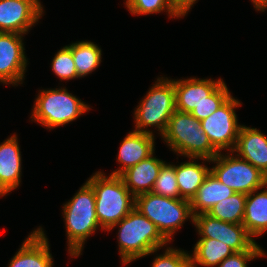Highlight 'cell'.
<instances>
[{
  "mask_svg": "<svg viewBox=\"0 0 267 267\" xmlns=\"http://www.w3.org/2000/svg\"><path fill=\"white\" fill-rule=\"evenodd\" d=\"M215 166L210 172L234 192L250 194L267 184V177L234 152H219L210 160Z\"/></svg>",
  "mask_w": 267,
  "mask_h": 267,
  "instance_id": "8",
  "label": "cell"
},
{
  "mask_svg": "<svg viewBox=\"0 0 267 267\" xmlns=\"http://www.w3.org/2000/svg\"><path fill=\"white\" fill-rule=\"evenodd\" d=\"M247 194L235 192L231 197L216 203L207 214L224 222L242 224Z\"/></svg>",
  "mask_w": 267,
  "mask_h": 267,
  "instance_id": "24",
  "label": "cell"
},
{
  "mask_svg": "<svg viewBox=\"0 0 267 267\" xmlns=\"http://www.w3.org/2000/svg\"><path fill=\"white\" fill-rule=\"evenodd\" d=\"M223 82L222 78L217 80L196 77L174 79L176 110L191 113L195 107H198Z\"/></svg>",
  "mask_w": 267,
  "mask_h": 267,
  "instance_id": "14",
  "label": "cell"
},
{
  "mask_svg": "<svg viewBox=\"0 0 267 267\" xmlns=\"http://www.w3.org/2000/svg\"><path fill=\"white\" fill-rule=\"evenodd\" d=\"M0 143V195L14 191L21 183L22 157L17 134Z\"/></svg>",
  "mask_w": 267,
  "mask_h": 267,
  "instance_id": "16",
  "label": "cell"
},
{
  "mask_svg": "<svg viewBox=\"0 0 267 267\" xmlns=\"http://www.w3.org/2000/svg\"><path fill=\"white\" fill-rule=\"evenodd\" d=\"M72 52L76 72L80 78L98 69L102 59V49L91 41H78L67 45Z\"/></svg>",
  "mask_w": 267,
  "mask_h": 267,
  "instance_id": "23",
  "label": "cell"
},
{
  "mask_svg": "<svg viewBox=\"0 0 267 267\" xmlns=\"http://www.w3.org/2000/svg\"><path fill=\"white\" fill-rule=\"evenodd\" d=\"M134 208L154 223L169 242L174 241L173 236L186 220L190 219L193 224L190 201L182 198L174 199L147 192L135 196Z\"/></svg>",
  "mask_w": 267,
  "mask_h": 267,
  "instance_id": "7",
  "label": "cell"
},
{
  "mask_svg": "<svg viewBox=\"0 0 267 267\" xmlns=\"http://www.w3.org/2000/svg\"><path fill=\"white\" fill-rule=\"evenodd\" d=\"M118 227L117 242L122 265H128L137 259L157 253L170 243L157 226L134 208L121 221L108 231Z\"/></svg>",
  "mask_w": 267,
  "mask_h": 267,
  "instance_id": "1",
  "label": "cell"
},
{
  "mask_svg": "<svg viewBox=\"0 0 267 267\" xmlns=\"http://www.w3.org/2000/svg\"><path fill=\"white\" fill-rule=\"evenodd\" d=\"M193 225L200 238L219 240L235 252L247 251L256 243L242 224L224 222L207 213L194 215Z\"/></svg>",
  "mask_w": 267,
  "mask_h": 267,
  "instance_id": "10",
  "label": "cell"
},
{
  "mask_svg": "<svg viewBox=\"0 0 267 267\" xmlns=\"http://www.w3.org/2000/svg\"><path fill=\"white\" fill-rule=\"evenodd\" d=\"M190 254V267H217L225 258L233 255L235 251L227 244L209 238H200Z\"/></svg>",
  "mask_w": 267,
  "mask_h": 267,
  "instance_id": "22",
  "label": "cell"
},
{
  "mask_svg": "<svg viewBox=\"0 0 267 267\" xmlns=\"http://www.w3.org/2000/svg\"><path fill=\"white\" fill-rule=\"evenodd\" d=\"M234 152L267 177V136L259 129L241 125Z\"/></svg>",
  "mask_w": 267,
  "mask_h": 267,
  "instance_id": "17",
  "label": "cell"
},
{
  "mask_svg": "<svg viewBox=\"0 0 267 267\" xmlns=\"http://www.w3.org/2000/svg\"><path fill=\"white\" fill-rule=\"evenodd\" d=\"M172 9L182 18L185 17L190 9L197 3L198 0H169Z\"/></svg>",
  "mask_w": 267,
  "mask_h": 267,
  "instance_id": "31",
  "label": "cell"
},
{
  "mask_svg": "<svg viewBox=\"0 0 267 267\" xmlns=\"http://www.w3.org/2000/svg\"><path fill=\"white\" fill-rule=\"evenodd\" d=\"M151 267H190V252L166 246L163 254H157Z\"/></svg>",
  "mask_w": 267,
  "mask_h": 267,
  "instance_id": "29",
  "label": "cell"
},
{
  "mask_svg": "<svg viewBox=\"0 0 267 267\" xmlns=\"http://www.w3.org/2000/svg\"><path fill=\"white\" fill-rule=\"evenodd\" d=\"M62 208L67 252L70 257L77 258L82 255L85 241L101 228L96 215L94 190L85 182Z\"/></svg>",
  "mask_w": 267,
  "mask_h": 267,
  "instance_id": "2",
  "label": "cell"
},
{
  "mask_svg": "<svg viewBox=\"0 0 267 267\" xmlns=\"http://www.w3.org/2000/svg\"><path fill=\"white\" fill-rule=\"evenodd\" d=\"M231 96L232 94L226 83L223 82L210 96L206 97L198 107H195L191 111V114L199 121H202L215 112Z\"/></svg>",
  "mask_w": 267,
  "mask_h": 267,
  "instance_id": "27",
  "label": "cell"
},
{
  "mask_svg": "<svg viewBox=\"0 0 267 267\" xmlns=\"http://www.w3.org/2000/svg\"><path fill=\"white\" fill-rule=\"evenodd\" d=\"M90 109L88 104L69 93L66 87L48 88L38 92L30 118L52 130L77 120Z\"/></svg>",
  "mask_w": 267,
  "mask_h": 267,
  "instance_id": "6",
  "label": "cell"
},
{
  "mask_svg": "<svg viewBox=\"0 0 267 267\" xmlns=\"http://www.w3.org/2000/svg\"><path fill=\"white\" fill-rule=\"evenodd\" d=\"M241 105L240 100L231 96L215 112L201 121L211 145L218 152L234 150L241 127L235 109Z\"/></svg>",
  "mask_w": 267,
  "mask_h": 267,
  "instance_id": "9",
  "label": "cell"
},
{
  "mask_svg": "<svg viewBox=\"0 0 267 267\" xmlns=\"http://www.w3.org/2000/svg\"><path fill=\"white\" fill-rule=\"evenodd\" d=\"M23 34L0 32V83L23 84L28 58L25 54Z\"/></svg>",
  "mask_w": 267,
  "mask_h": 267,
  "instance_id": "11",
  "label": "cell"
},
{
  "mask_svg": "<svg viewBox=\"0 0 267 267\" xmlns=\"http://www.w3.org/2000/svg\"><path fill=\"white\" fill-rule=\"evenodd\" d=\"M157 195L180 199V192L175 173V164L167 162L161 167L152 191Z\"/></svg>",
  "mask_w": 267,
  "mask_h": 267,
  "instance_id": "26",
  "label": "cell"
},
{
  "mask_svg": "<svg viewBox=\"0 0 267 267\" xmlns=\"http://www.w3.org/2000/svg\"><path fill=\"white\" fill-rule=\"evenodd\" d=\"M234 193L210 172L190 201L193 216L207 213L216 203L231 197Z\"/></svg>",
  "mask_w": 267,
  "mask_h": 267,
  "instance_id": "21",
  "label": "cell"
},
{
  "mask_svg": "<svg viewBox=\"0 0 267 267\" xmlns=\"http://www.w3.org/2000/svg\"><path fill=\"white\" fill-rule=\"evenodd\" d=\"M165 163L166 161L156 158L153 153L137 165L124 171L120 177L124 181L126 188L134 196L151 192L161 167Z\"/></svg>",
  "mask_w": 267,
  "mask_h": 267,
  "instance_id": "18",
  "label": "cell"
},
{
  "mask_svg": "<svg viewBox=\"0 0 267 267\" xmlns=\"http://www.w3.org/2000/svg\"><path fill=\"white\" fill-rule=\"evenodd\" d=\"M256 11L264 12L267 10V0H251Z\"/></svg>",
  "mask_w": 267,
  "mask_h": 267,
  "instance_id": "32",
  "label": "cell"
},
{
  "mask_svg": "<svg viewBox=\"0 0 267 267\" xmlns=\"http://www.w3.org/2000/svg\"><path fill=\"white\" fill-rule=\"evenodd\" d=\"M94 190L96 215L101 230L108 231L135 207V196L120 176L97 171L86 181Z\"/></svg>",
  "mask_w": 267,
  "mask_h": 267,
  "instance_id": "3",
  "label": "cell"
},
{
  "mask_svg": "<svg viewBox=\"0 0 267 267\" xmlns=\"http://www.w3.org/2000/svg\"><path fill=\"white\" fill-rule=\"evenodd\" d=\"M44 12L40 0H0V32L28 35Z\"/></svg>",
  "mask_w": 267,
  "mask_h": 267,
  "instance_id": "12",
  "label": "cell"
},
{
  "mask_svg": "<svg viewBox=\"0 0 267 267\" xmlns=\"http://www.w3.org/2000/svg\"><path fill=\"white\" fill-rule=\"evenodd\" d=\"M49 246L47 235L39 226L23 241L8 267H53L54 260Z\"/></svg>",
  "mask_w": 267,
  "mask_h": 267,
  "instance_id": "13",
  "label": "cell"
},
{
  "mask_svg": "<svg viewBox=\"0 0 267 267\" xmlns=\"http://www.w3.org/2000/svg\"><path fill=\"white\" fill-rule=\"evenodd\" d=\"M155 136L132 130L121 141L117 154V162L120 165L110 175L120 176L124 171L137 165L142 160L155 153Z\"/></svg>",
  "mask_w": 267,
  "mask_h": 267,
  "instance_id": "15",
  "label": "cell"
},
{
  "mask_svg": "<svg viewBox=\"0 0 267 267\" xmlns=\"http://www.w3.org/2000/svg\"><path fill=\"white\" fill-rule=\"evenodd\" d=\"M175 111L174 79L158 77L134 110V131L153 134L149 128L155 127L162 136Z\"/></svg>",
  "mask_w": 267,
  "mask_h": 267,
  "instance_id": "5",
  "label": "cell"
},
{
  "mask_svg": "<svg viewBox=\"0 0 267 267\" xmlns=\"http://www.w3.org/2000/svg\"><path fill=\"white\" fill-rule=\"evenodd\" d=\"M198 160L203 161L198 163ZM204 162L211 163L206 158L189 157L188 161L175 165L178 189L182 199L191 201L210 173V166L208 167Z\"/></svg>",
  "mask_w": 267,
  "mask_h": 267,
  "instance_id": "19",
  "label": "cell"
},
{
  "mask_svg": "<svg viewBox=\"0 0 267 267\" xmlns=\"http://www.w3.org/2000/svg\"><path fill=\"white\" fill-rule=\"evenodd\" d=\"M266 255L262 247L255 243L249 250L235 252L233 255L225 258L218 267H248V262Z\"/></svg>",
  "mask_w": 267,
  "mask_h": 267,
  "instance_id": "30",
  "label": "cell"
},
{
  "mask_svg": "<svg viewBox=\"0 0 267 267\" xmlns=\"http://www.w3.org/2000/svg\"><path fill=\"white\" fill-rule=\"evenodd\" d=\"M125 7L132 15H150L167 12L170 18H181L171 6L169 0H126Z\"/></svg>",
  "mask_w": 267,
  "mask_h": 267,
  "instance_id": "25",
  "label": "cell"
},
{
  "mask_svg": "<svg viewBox=\"0 0 267 267\" xmlns=\"http://www.w3.org/2000/svg\"><path fill=\"white\" fill-rule=\"evenodd\" d=\"M51 62V69L60 81L80 78L76 72L71 49L67 45L58 50Z\"/></svg>",
  "mask_w": 267,
  "mask_h": 267,
  "instance_id": "28",
  "label": "cell"
},
{
  "mask_svg": "<svg viewBox=\"0 0 267 267\" xmlns=\"http://www.w3.org/2000/svg\"><path fill=\"white\" fill-rule=\"evenodd\" d=\"M267 184L264 187L247 194L242 225L248 234L254 237L262 236L267 231ZM264 188V189H263ZM261 189L263 191H261ZM260 190V191H259Z\"/></svg>",
  "mask_w": 267,
  "mask_h": 267,
  "instance_id": "20",
  "label": "cell"
},
{
  "mask_svg": "<svg viewBox=\"0 0 267 267\" xmlns=\"http://www.w3.org/2000/svg\"><path fill=\"white\" fill-rule=\"evenodd\" d=\"M161 137L177 156L211 160L219 153L211 145L201 126V121L188 112L176 110Z\"/></svg>",
  "mask_w": 267,
  "mask_h": 267,
  "instance_id": "4",
  "label": "cell"
}]
</instances>
